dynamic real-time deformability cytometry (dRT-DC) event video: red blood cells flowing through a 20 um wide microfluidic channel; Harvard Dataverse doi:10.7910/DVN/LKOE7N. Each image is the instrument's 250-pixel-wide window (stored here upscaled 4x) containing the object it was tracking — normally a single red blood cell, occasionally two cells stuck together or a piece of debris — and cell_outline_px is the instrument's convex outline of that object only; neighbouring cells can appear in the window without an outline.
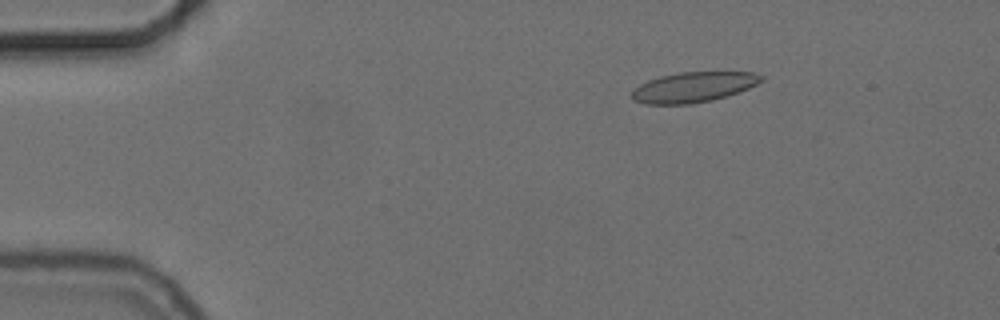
{"species": "common noctule bat (a hibernating species)", "species_latin": "Nyctalus noctula", "temperature_condition": "cold", "stored_images_in_passage": 18, "camera_frame_rate_fps": 3000, "um_per_image_px": 0.085, "animal": {"sex": "female", "body_mass_g": 24.6, "forearm_length_mm": 56.2}, "frame": {"image": 1, "passage_image": 9, "time_ms": 2.667, "image_size_px": [1000, 320], "cell_outline_px": [[764, 80], [748, 88], [728, 96], [712, 100], [692, 104], [644, 104], [632, 100], [632, 92], [640, 84], [648, 80], [660, 76], [680, 72], [752, 72], [764, 76]], "centroid_in_image_um": [58.95, 7.41], "position_along_channel_um": 26.1, "area_um2": 22.83}}
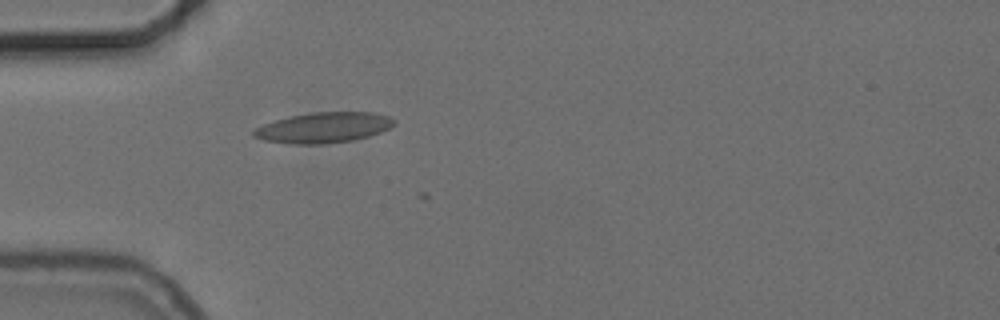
{"frame": {"image": 2, "passage_image": 17, "time_ms": 5.333, "image_size_px": [1000, 320], "cell_outline_px": [[396, 124], [380, 132], [368, 136], [352, 140], [324, 144], [288, 144], [264, 140], [252, 136], [252, 132], [256, 128], [264, 124], [276, 120], [292, 116], [312, 112], [372, 112], [392, 116], [396, 120]], "centroid_in_image_um": [27.53, 10.84], "position_along_channel_um": 57.5, "area_um2": 24.97}}